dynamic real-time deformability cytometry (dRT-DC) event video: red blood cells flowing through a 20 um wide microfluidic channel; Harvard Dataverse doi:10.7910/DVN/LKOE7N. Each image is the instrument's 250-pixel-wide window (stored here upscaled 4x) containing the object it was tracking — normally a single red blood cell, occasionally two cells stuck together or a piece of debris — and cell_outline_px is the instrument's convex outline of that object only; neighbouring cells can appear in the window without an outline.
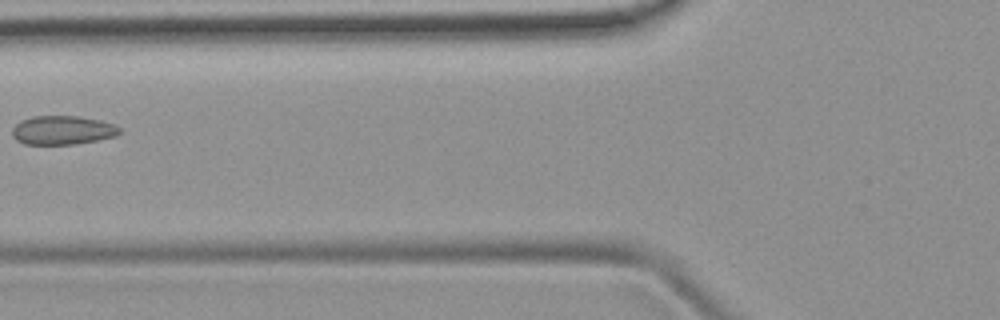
{"species": "common noctule bat (a hibernating species)", "species_latin": "Nyctalus noctula", "temperature_condition": "room temperature", "stored_images_in_passage": 6, "camera_frame_rate_fps": 3000, "um_per_image_px": 0.085, "animal": {"sex": "female", "body_mass_g": 19.9}, "frame": {"image": 1, "passage_image": 6, "time_ms": 6.0, "image_size_px": [1000, 320], "cell_outline_px": [[120, 132], [116, 136], [76, 144], [24, 144], [16, 140], [12, 136], [12, 128], [20, 120], [32, 116], [76, 116], [100, 120], [116, 124], [120, 128]], "centroid_in_image_um": [5.3, 11.06], "position_along_channel_um": 120.5, "area_um2": 18.15}}